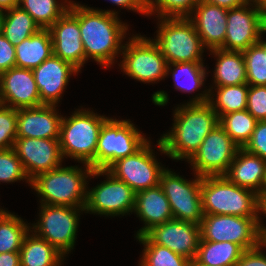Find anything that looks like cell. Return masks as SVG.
I'll return each instance as SVG.
<instances>
[{
	"label": "cell",
	"mask_w": 266,
	"mask_h": 266,
	"mask_svg": "<svg viewBox=\"0 0 266 266\" xmlns=\"http://www.w3.org/2000/svg\"><path fill=\"white\" fill-rule=\"evenodd\" d=\"M2 35L14 46L36 34L41 28L34 19L19 6L5 10Z\"/></svg>",
	"instance_id": "obj_29"
},
{
	"label": "cell",
	"mask_w": 266,
	"mask_h": 266,
	"mask_svg": "<svg viewBox=\"0 0 266 266\" xmlns=\"http://www.w3.org/2000/svg\"><path fill=\"white\" fill-rule=\"evenodd\" d=\"M136 238L144 245L140 266H191L189 259L153 243L145 234Z\"/></svg>",
	"instance_id": "obj_34"
},
{
	"label": "cell",
	"mask_w": 266,
	"mask_h": 266,
	"mask_svg": "<svg viewBox=\"0 0 266 266\" xmlns=\"http://www.w3.org/2000/svg\"><path fill=\"white\" fill-rule=\"evenodd\" d=\"M217 98L210 92L209 103L217 113L218 119L231 112L246 110L249 85L239 84L217 87ZM215 100V101H214Z\"/></svg>",
	"instance_id": "obj_30"
},
{
	"label": "cell",
	"mask_w": 266,
	"mask_h": 266,
	"mask_svg": "<svg viewBox=\"0 0 266 266\" xmlns=\"http://www.w3.org/2000/svg\"><path fill=\"white\" fill-rule=\"evenodd\" d=\"M217 57L214 68L215 87L247 83L246 64L242 51L210 50Z\"/></svg>",
	"instance_id": "obj_26"
},
{
	"label": "cell",
	"mask_w": 266,
	"mask_h": 266,
	"mask_svg": "<svg viewBox=\"0 0 266 266\" xmlns=\"http://www.w3.org/2000/svg\"><path fill=\"white\" fill-rule=\"evenodd\" d=\"M243 148L266 161V120L257 122L250 140Z\"/></svg>",
	"instance_id": "obj_41"
},
{
	"label": "cell",
	"mask_w": 266,
	"mask_h": 266,
	"mask_svg": "<svg viewBox=\"0 0 266 266\" xmlns=\"http://www.w3.org/2000/svg\"><path fill=\"white\" fill-rule=\"evenodd\" d=\"M7 213H9V212L0 208V220H1V219H2Z\"/></svg>",
	"instance_id": "obj_54"
},
{
	"label": "cell",
	"mask_w": 266,
	"mask_h": 266,
	"mask_svg": "<svg viewBox=\"0 0 266 266\" xmlns=\"http://www.w3.org/2000/svg\"><path fill=\"white\" fill-rule=\"evenodd\" d=\"M24 237L20 248V266H60L64 255L45 239L32 232ZM63 258V260H61Z\"/></svg>",
	"instance_id": "obj_27"
},
{
	"label": "cell",
	"mask_w": 266,
	"mask_h": 266,
	"mask_svg": "<svg viewBox=\"0 0 266 266\" xmlns=\"http://www.w3.org/2000/svg\"><path fill=\"white\" fill-rule=\"evenodd\" d=\"M148 141L135 154L114 162L107 171L116 179L125 182L136 193L158 186L165 170L155 159Z\"/></svg>",
	"instance_id": "obj_14"
},
{
	"label": "cell",
	"mask_w": 266,
	"mask_h": 266,
	"mask_svg": "<svg viewBox=\"0 0 266 266\" xmlns=\"http://www.w3.org/2000/svg\"><path fill=\"white\" fill-rule=\"evenodd\" d=\"M13 148L30 181L38 174L61 166L59 139L16 138Z\"/></svg>",
	"instance_id": "obj_17"
},
{
	"label": "cell",
	"mask_w": 266,
	"mask_h": 266,
	"mask_svg": "<svg viewBox=\"0 0 266 266\" xmlns=\"http://www.w3.org/2000/svg\"><path fill=\"white\" fill-rule=\"evenodd\" d=\"M53 55L49 29H40L15 46L16 67L33 70Z\"/></svg>",
	"instance_id": "obj_25"
},
{
	"label": "cell",
	"mask_w": 266,
	"mask_h": 266,
	"mask_svg": "<svg viewBox=\"0 0 266 266\" xmlns=\"http://www.w3.org/2000/svg\"><path fill=\"white\" fill-rule=\"evenodd\" d=\"M27 225L11 213L0 220V253L20 252L24 237L31 230Z\"/></svg>",
	"instance_id": "obj_35"
},
{
	"label": "cell",
	"mask_w": 266,
	"mask_h": 266,
	"mask_svg": "<svg viewBox=\"0 0 266 266\" xmlns=\"http://www.w3.org/2000/svg\"><path fill=\"white\" fill-rule=\"evenodd\" d=\"M0 266H20L19 252L0 253Z\"/></svg>",
	"instance_id": "obj_46"
},
{
	"label": "cell",
	"mask_w": 266,
	"mask_h": 266,
	"mask_svg": "<svg viewBox=\"0 0 266 266\" xmlns=\"http://www.w3.org/2000/svg\"><path fill=\"white\" fill-rule=\"evenodd\" d=\"M261 37L260 13L257 0L228 9L226 36L224 45L220 49L243 51L257 44Z\"/></svg>",
	"instance_id": "obj_16"
},
{
	"label": "cell",
	"mask_w": 266,
	"mask_h": 266,
	"mask_svg": "<svg viewBox=\"0 0 266 266\" xmlns=\"http://www.w3.org/2000/svg\"><path fill=\"white\" fill-rule=\"evenodd\" d=\"M147 142L129 120L108 118L99 133L95 170H107L117 160L135 154Z\"/></svg>",
	"instance_id": "obj_7"
},
{
	"label": "cell",
	"mask_w": 266,
	"mask_h": 266,
	"mask_svg": "<svg viewBox=\"0 0 266 266\" xmlns=\"http://www.w3.org/2000/svg\"><path fill=\"white\" fill-rule=\"evenodd\" d=\"M145 235L153 243L167 247L191 262L196 258L201 240L200 225L177 219L156 225Z\"/></svg>",
	"instance_id": "obj_15"
},
{
	"label": "cell",
	"mask_w": 266,
	"mask_h": 266,
	"mask_svg": "<svg viewBox=\"0 0 266 266\" xmlns=\"http://www.w3.org/2000/svg\"><path fill=\"white\" fill-rule=\"evenodd\" d=\"M201 198L204 215L259 217V195L231 183L225 176L202 177Z\"/></svg>",
	"instance_id": "obj_3"
},
{
	"label": "cell",
	"mask_w": 266,
	"mask_h": 266,
	"mask_svg": "<svg viewBox=\"0 0 266 266\" xmlns=\"http://www.w3.org/2000/svg\"><path fill=\"white\" fill-rule=\"evenodd\" d=\"M0 104L13 109L41 105L32 70L15 66L0 73Z\"/></svg>",
	"instance_id": "obj_18"
},
{
	"label": "cell",
	"mask_w": 266,
	"mask_h": 266,
	"mask_svg": "<svg viewBox=\"0 0 266 266\" xmlns=\"http://www.w3.org/2000/svg\"><path fill=\"white\" fill-rule=\"evenodd\" d=\"M80 210L85 211V208L41 204L40 219L30 232L45 239L65 255L74 247Z\"/></svg>",
	"instance_id": "obj_9"
},
{
	"label": "cell",
	"mask_w": 266,
	"mask_h": 266,
	"mask_svg": "<svg viewBox=\"0 0 266 266\" xmlns=\"http://www.w3.org/2000/svg\"><path fill=\"white\" fill-rule=\"evenodd\" d=\"M266 161L258 155L239 148L224 175L231 183L262 195Z\"/></svg>",
	"instance_id": "obj_24"
},
{
	"label": "cell",
	"mask_w": 266,
	"mask_h": 266,
	"mask_svg": "<svg viewBox=\"0 0 266 266\" xmlns=\"http://www.w3.org/2000/svg\"><path fill=\"white\" fill-rule=\"evenodd\" d=\"M15 66V46L0 34V73Z\"/></svg>",
	"instance_id": "obj_42"
},
{
	"label": "cell",
	"mask_w": 266,
	"mask_h": 266,
	"mask_svg": "<svg viewBox=\"0 0 266 266\" xmlns=\"http://www.w3.org/2000/svg\"><path fill=\"white\" fill-rule=\"evenodd\" d=\"M244 250L232 242L200 240L196 258L191 265L236 266Z\"/></svg>",
	"instance_id": "obj_28"
},
{
	"label": "cell",
	"mask_w": 266,
	"mask_h": 266,
	"mask_svg": "<svg viewBox=\"0 0 266 266\" xmlns=\"http://www.w3.org/2000/svg\"><path fill=\"white\" fill-rule=\"evenodd\" d=\"M213 5L223 7L226 9L236 8L252 2L253 0H203Z\"/></svg>",
	"instance_id": "obj_45"
},
{
	"label": "cell",
	"mask_w": 266,
	"mask_h": 266,
	"mask_svg": "<svg viewBox=\"0 0 266 266\" xmlns=\"http://www.w3.org/2000/svg\"><path fill=\"white\" fill-rule=\"evenodd\" d=\"M53 55L72 64L79 71L85 63V50L78 18L68 9L50 28Z\"/></svg>",
	"instance_id": "obj_19"
},
{
	"label": "cell",
	"mask_w": 266,
	"mask_h": 266,
	"mask_svg": "<svg viewBox=\"0 0 266 266\" xmlns=\"http://www.w3.org/2000/svg\"><path fill=\"white\" fill-rule=\"evenodd\" d=\"M227 14L228 9L200 0L192 11L194 16L188 17L208 50L220 49L224 45Z\"/></svg>",
	"instance_id": "obj_22"
},
{
	"label": "cell",
	"mask_w": 266,
	"mask_h": 266,
	"mask_svg": "<svg viewBox=\"0 0 266 266\" xmlns=\"http://www.w3.org/2000/svg\"><path fill=\"white\" fill-rule=\"evenodd\" d=\"M4 9L0 7V34H2L3 22L5 17Z\"/></svg>",
	"instance_id": "obj_50"
},
{
	"label": "cell",
	"mask_w": 266,
	"mask_h": 266,
	"mask_svg": "<svg viewBox=\"0 0 266 266\" xmlns=\"http://www.w3.org/2000/svg\"><path fill=\"white\" fill-rule=\"evenodd\" d=\"M115 5L148 15V0H109Z\"/></svg>",
	"instance_id": "obj_44"
},
{
	"label": "cell",
	"mask_w": 266,
	"mask_h": 266,
	"mask_svg": "<svg viewBox=\"0 0 266 266\" xmlns=\"http://www.w3.org/2000/svg\"><path fill=\"white\" fill-rule=\"evenodd\" d=\"M19 0H0V7L4 10L18 6Z\"/></svg>",
	"instance_id": "obj_49"
},
{
	"label": "cell",
	"mask_w": 266,
	"mask_h": 266,
	"mask_svg": "<svg viewBox=\"0 0 266 266\" xmlns=\"http://www.w3.org/2000/svg\"><path fill=\"white\" fill-rule=\"evenodd\" d=\"M160 24L156 39L168 64L180 62H203L205 48L188 17H159Z\"/></svg>",
	"instance_id": "obj_6"
},
{
	"label": "cell",
	"mask_w": 266,
	"mask_h": 266,
	"mask_svg": "<svg viewBox=\"0 0 266 266\" xmlns=\"http://www.w3.org/2000/svg\"><path fill=\"white\" fill-rule=\"evenodd\" d=\"M133 211L145 222V226L137 231L136 237L144 235L156 225L174 219L160 184L137 192Z\"/></svg>",
	"instance_id": "obj_23"
},
{
	"label": "cell",
	"mask_w": 266,
	"mask_h": 266,
	"mask_svg": "<svg viewBox=\"0 0 266 266\" xmlns=\"http://www.w3.org/2000/svg\"><path fill=\"white\" fill-rule=\"evenodd\" d=\"M64 5L56 0H19L18 3L41 29H49L68 10L70 1Z\"/></svg>",
	"instance_id": "obj_32"
},
{
	"label": "cell",
	"mask_w": 266,
	"mask_h": 266,
	"mask_svg": "<svg viewBox=\"0 0 266 266\" xmlns=\"http://www.w3.org/2000/svg\"><path fill=\"white\" fill-rule=\"evenodd\" d=\"M23 179L31 184L15 149L0 150V182L13 183Z\"/></svg>",
	"instance_id": "obj_38"
},
{
	"label": "cell",
	"mask_w": 266,
	"mask_h": 266,
	"mask_svg": "<svg viewBox=\"0 0 266 266\" xmlns=\"http://www.w3.org/2000/svg\"><path fill=\"white\" fill-rule=\"evenodd\" d=\"M259 217L234 215H204L201 224V240L232 242L244 251L258 247L261 243Z\"/></svg>",
	"instance_id": "obj_8"
},
{
	"label": "cell",
	"mask_w": 266,
	"mask_h": 266,
	"mask_svg": "<svg viewBox=\"0 0 266 266\" xmlns=\"http://www.w3.org/2000/svg\"><path fill=\"white\" fill-rule=\"evenodd\" d=\"M240 147L218 124L187 161L198 176H224Z\"/></svg>",
	"instance_id": "obj_13"
},
{
	"label": "cell",
	"mask_w": 266,
	"mask_h": 266,
	"mask_svg": "<svg viewBox=\"0 0 266 266\" xmlns=\"http://www.w3.org/2000/svg\"><path fill=\"white\" fill-rule=\"evenodd\" d=\"M107 175V180L87 191L85 212L117 216L133 212L136 192L107 170H92L89 177Z\"/></svg>",
	"instance_id": "obj_12"
},
{
	"label": "cell",
	"mask_w": 266,
	"mask_h": 266,
	"mask_svg": "<svg viewBox=\"0 0 266 266\" xmlns=\"http://www.w3.org/2000/svg\"><path fill=\"white\" fill-rule=\"evenodd\" d=\"M257 122L247 110H243L221 116L218 124L240 148H243L250 140Z\"/></svg>",
	"instance_id": "obj_31"
},
{
	"label": "cell",
	"mask_w": 266,
	"mask_h": 266,
	"mask_svg": "<svg viewBox=\"0 0 266 266\" xmlns=\"http://www.w3.org/2000/svg\"><path fill=\"white\" fill-rule=\"evenodd\" d=\"M193 181L165 169L160 177V186L167 197L174 219L198 225L204 217L202 210V177L195 175Z\"/></svg>",
	"instance_id": "obj_11"
},
{
	"label": "cell",
	"mask_w": 266,
	"mask_h": 266,
	"mask_svg": "<svg viewBox=\"0 0 266 266\" xmlns=\"http://www.w3.org/2000/svg\"><path fill=\"white\" fill-rule=\"evenodd\" d=\"M211 90H205L203 94L196 95L190 102L175 109L172 130L157 141L162 153L174 160H189L210 131L218 125L217 113L209 103Z\"/></svg>",
	"instance_id": "obj_1"
},
{
	"label": "cell",
	"mask_w": 266,
	"mask_h": 266,
	"mask_svg": "<svg viewBox=\"0 0 266 266\" xmlns=\"http://www.w3.org/2000/svg\"><path fill=\"white\" fill-rule=\"evenodd\" d=\"M259 13H260V35L262 33H266V8L265 7H259Z\"/></svg>",
	"instance_id": "obj_48"
},
{
	"label": "cell",
	"mask_w": 266,
	"mask_h": 266,
	"mask_svg": "<svg viewBox=\"0 0 266 266\" xmlns=\"http://www.w3.org/2000/svg\"><path fill=\"white\" fill-rule=\"evenodd\" d=\"M17 109L0 104V150L14 147L17 138Z\"/></svg>",
	"instance_id": "obj_39"
},
{
	"label": "cell",
	"mask_w": 266,
	"mask_h": 266,
	"mask_svg": "<svg viewBox=\"0 0 266 266\" xmlns=\"http://www.w3.org/2000/svg\"><path fill=\"white\" fill-rule=\"evenodd\" d=\"M261 244L250 250H245L236 266H266V255L261 251Z\"/></svg>",
	"instance_id": "obj_43"
},
{
	"label": "cell",
	"mask_w": 266,
	"mask_h": 266,
	"mask_svg": "<svg viewBox=\"0 0 266 266\" xmlns=\"http://www.w3.org/2000/svg\"><path fill=\"white\" fill-rule=\"evenodd\" d=\"M260 42L266 47V41L260 40Z\"/></svg>",
	"instance_id": "obj_55"
},
{
	"label": "cell",
	"mask_w": 266,
	"mask_h": 266,
	"mask_svg": "<svg viewBox=\"0 0 266 266\" xmlns=\"http://www.w3.org/2000/svg\"><path fill=\"white\" fill-rule=\"evenodd\" d=\"M124 50V51H123ZM121 68L132 79L144 83H153L167 76V61L157 44L144 36H133L122 53Z\"/></svg>",
	"instance_id": "obj_10"
},
{
	"label": "cell",
	"mask_w": 266,
	"mask_h": 266,
	"mask_svg": "<svg viewBox=\"0 0 266 266\" xmlns=\"http://www.w3.org/2000/svg\"><path fill=\"white\" fill-rule=\"evenodd\" d=\"M32 71L39 90L41 105L58 104L70 76L79 72L72 64L54 55Z\"/></svg>",
	"instance_id": "obj_20"
},
{
	"label": "cell",
	"mask_w": 266,
	"mask_h": 266,
	"mask_svg": "<svg viewBox=\"0 0 266 266\" xmlns=\"http://www.w3.org/2000/svg\"><path fill=\"white\" fill-rule=\"evenodd\" d=\"M260 197L259 211L266 214V194H262ZM260 235H266V227L259 224Z\"/></svg>",
	"instance_id": "obj_47"
},
{
	"label": "cell",
	"mask_w": 266,
	"mask_h": 266,
	"mask_svg": "<svg viewBox=\"0 0 266 266\" xmlns=\"http://www.w3.org/2000/svg\"><path fill=\"white\" fill-rule=\"evenodd\" d=\"M249 86L266 85V47L259 41L242 51Z\"/></svg>",
	"instance_id": "obj_36"
},
{
	"label": "cell",
	"mask_w": 266,
	"mask_h": 266,
	"mask_svg": "<svg viewBox=\"0 0 266 266\" xmlns=\"http://www.w3.org/2000/svg\"><path fill=\"white\" fill-rule=\"evenodd\" d=\"M55 105L17 109V138L59 139L62 115Z\"/></svg>",
	"instance_id": "obj_21"
},
{
	"label": "cell",
	"mask_w": 266,
	"mask_h": 266,
	"mask_svg": "<svg viewBox=\"0 0 266 266\" xmlns=\"http://www.w3.org/2000/svg\"><path fill=\"white\" fill-rule=\"evenodd\" d=\"M85 169L84 172L77 166H59L38 174L31 180L30 186L41 196V204L85 208L86 178L93 170L87 164Z\"/></svg>",
	"instance_id": "obj_4"
},
{
	"label": "cell",
	"mask_w": 266,
	"mask_h": 266,
	"mask_svg": "<svg viewBox=\"0 0 266 266\" xmlns=\"http://www.w3.org/2000/svg\"><path fill=\"white\" fill-rule=\"evenodd\" d=\"M108 119L94 112L78 109L69 118H62L59 144L62 157H70L95 170L98 137Z\"/></svg>",
	"instance_id": "obj_5"
},
{
	"label": "cell",
	"mask_w": 266,
	"mask_h": 266,
	"mask_svg": "<svg viewBox=\"0 0 266 266\" xmlns=\"http://www.w3.org/2000/svg\"><path fill=\"white\" fill-rule=\"evenodd\" d=\"M175 67L171 69V66ZM170 66V67H169ZM172 72V77L175 83V89L182 92H194L201 86L205 81L206 69L203 62H180L170 63L167 65V75ZM187 79V84L184 80ZM184 81V82H183Z\"/></svg>",
	"instance_id": "obj_33"
},
{
	"label": "cell",
	"mask_w": 266,
	"mask_h": 266,
	"mask_svg": "<svg viewBox=\"0 0 266 266\" xmlns=\"http://www.w3.org/2000/svg\"><path fill=\"white\" fill-rule=\"evenodd\" d=\"M246 110L257 120H266V85L249 86Z\"/></svg>",
	"instance_id": "obj_40"
},
{
	"label": "cell",
	"mask_w": 266,
	"mask_h": 266,
	"mask_svg": "<svg viewBox=\"0 0 266 266\" xmlns=\"http://www.w3.org/2000/svg\"><path fill=\"white\" fill-rule=\"evenodd\" d=\"M200 0H148V15L157 17H189ZM156 11V12H155Z\"/></svg>",
	"instance_id": "obj_37"
},
{
	"label": "cell",
	"mask_w": 266,
	"mask_h": 266,
	"mask_svg": "<svg viewBox=\"0 0 266 266\" xmlns=\"http://www.w3.org/2000/svg\"><path fill=\"white\" fill-rule=\"evenodd\" d=\"M262 194H266V169H265V177L263 181Z\"/></svg>",
	"instance_id": "obj_51"
},
{
	"label": "cell",
	"mask_w": 266,
	"mask_h": 266,
	"mask_svg": "<svg viewBox=\"0 0 266 266\" xmlns=\"http://www.w3.org/2000/svg\"><path fill=\"white\" fill-rule=\"evenodd\" d=\"M261 236V246L266 248V235H260Z\"/></svg>",
	"instance_id": "obj_52"
},
{
	"label": "cell",
	"mask_w": 266,
	"mask_h": 266,
	"mask_svg": "<svg viewBox=\"0 0 266 266\" xmlns=\"http://www.w3.org/2000/svg\"><path fill=\"white\" fill-rule=\"evenodd\" d=\"M79 21L81 39L85 50V61L94 59L104 67L115 61L123 49L127 25L112 10H96L70 1L68 8Z\"/></svg>",
	"instance_id": "obj_2"
},
{
	"label": "cell",
	"mask_w": 266,
	"mask_h": 266,
	"mask_svg": "<svg viewBox=\"0 0 266 266\" xmlns=\"http://www.w3.org/2000/svg\"><path fill=\"white\" fill-rule=\"evenodd\" d=\"M259 7H265L266 8V0H257Z\"/></svg>",
	"instance_id": "obj_53"
}]
</instances>
